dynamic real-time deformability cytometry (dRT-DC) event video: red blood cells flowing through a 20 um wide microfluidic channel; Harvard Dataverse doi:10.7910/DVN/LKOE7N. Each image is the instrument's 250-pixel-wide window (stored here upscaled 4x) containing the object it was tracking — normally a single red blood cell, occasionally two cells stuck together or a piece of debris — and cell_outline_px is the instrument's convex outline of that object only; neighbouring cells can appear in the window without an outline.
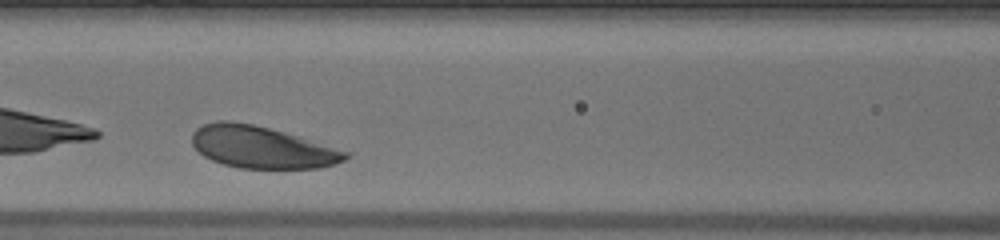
{"species": "human", "species_latin": "Homo sapiens", "temperature_condition": "warm", "stored_images_in_passage": 32, "camera_frame_rate_fps": 3000, "um_per_image_px": 0.085, "donor": {"sex": "male"}, "frame": {"image": 1, "passage_image": 12, "time_ms": 3.667, "image_size_px": [1000, 240], "cell_outline_px": [[352, 152], [344, 160], [336, 164], [320, 168], [240, 168], [224, 164], [212, 160], [204, 156], [192, 144], [192, 132], [196, 128], [204, 124], [216, 120], [228, 120], [252, 124], [300, 136]], "centroid_in_image_um": [22.28, 12.51], "position_along_channel_um": 144.3, "area_um2": 37.69}}
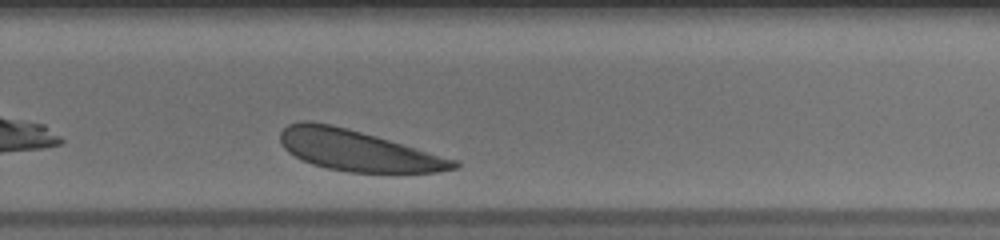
{"frame": {"image": 2, "passage_image": 25, "time_ms": 8.0, "image_size_px": [1000, 240], "cell_outline_px": [[460, 164], [456, 168], [440, 172], [348, 172], [328, 168], [312, 164], [288, 152], [280, 144], [280, 132], [288, 124], [300, 120], [308, 120], [332, 124], [376, 136], [460, 160]], "centroid_in_image_um": [30.41, 12.78], "position_along_channel_um": 299.4, "area_um2": 41.27}}
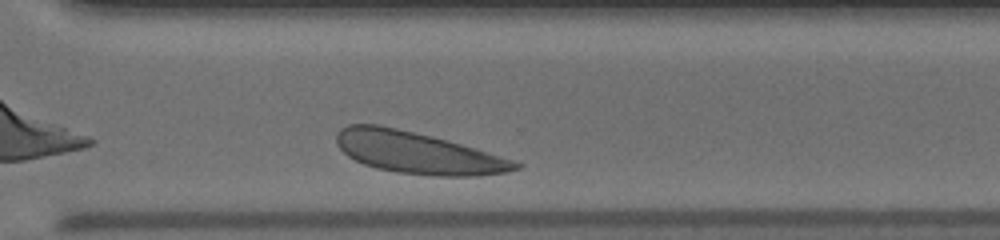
{"frame": {"image": 3, "passage_image": 28, "time_ms": 9.0, "image_size_px": [1000, 240], "cell_outline_px": [[524, 164], [520, 168], [508, 172], [480, 176], [432, 176], [396, 172], [376, 168], [364, 164], [348, 156], [336, 144], [336, 132], [340, 128], [348, 124], [380, 124], [432, 136], [460, 144], [512, 160]], "centroid_in_image_um": [35.46, 12.98], "position_along_channel_um": 335.1, "area_um2": 43.47}, "authors_computed_cell_mechanics": {"area_um2": 41.0669, "velocity_mm_per_s": 3.5861, "shape_relaxation_time_tau1_ms": null, "shape_relaxation_time_tau2_ms": 1.7018, "deformation_change_tau1": null, "deformation_change_tau2": 0.0892}}